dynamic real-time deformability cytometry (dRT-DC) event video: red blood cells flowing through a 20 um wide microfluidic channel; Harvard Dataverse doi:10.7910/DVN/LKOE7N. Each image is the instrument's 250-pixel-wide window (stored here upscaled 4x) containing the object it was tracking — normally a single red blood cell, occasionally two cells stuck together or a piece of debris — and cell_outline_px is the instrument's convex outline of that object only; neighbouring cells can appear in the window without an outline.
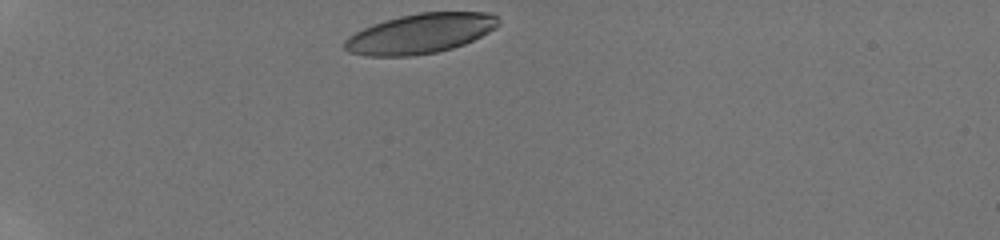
{"species": "human", "species_latin": "Homo sapiens", "temperature_condition": "room temperature", "stored_images_in_passage": 9, "camera_frame_rate_fps": 3000, "um_per_image_px": 0.085, "donor": {"sex": "male"}, "frame": {"image": 1, "passage_image": 1, "time_ms": 0.0, "image_size_px": [1000, 240], "cell_outline_px": [[500, 24], [496, 28], [464, 44], [452, 48], [436, 52], [412, 56], [364, 56], [348, 52], [344, 48], [344, 40], [348, 36], [372, 24], [384, 20], [400, 16], [420, 12], [488, 12], [496, 16], [500, 20]], "centroid_in_image_um": [35.71, 2.85], "position_along_channel_um": 49.3, "area_um2": 35.78}}
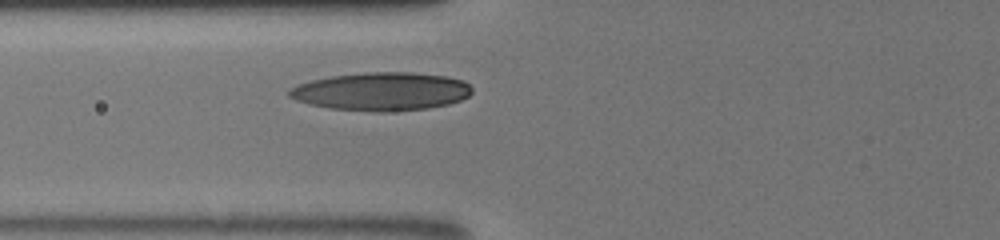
{"frame": {"image": 2, "passage_image": 6, "time_ms": 2.333, "image_size_px": [1000, 240], "cell_outline_px": [[472, 92], [468, 96], [460, 100], [448, 104], [428, 108], [388, 112], [380, 112], [328, 108], [308, 104], [296, 100], [288, 96], [288, 88], [312, 80], [332, 76], [364, 72], [412, 72], [448, 76], [464, 80], [472, 88]], "centroid_in_image_um": [32.43, 7.77], "position_along_channel_um": 93.4, "area_um2": 40.92}}
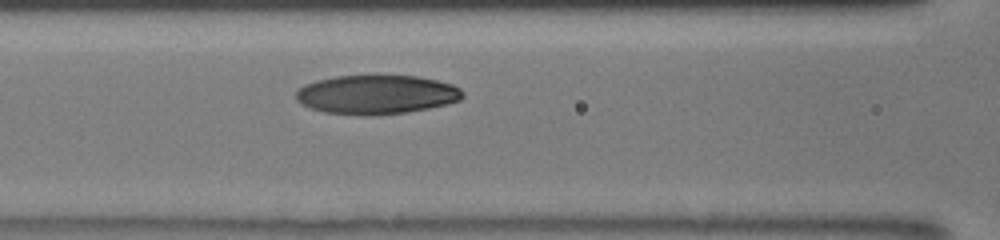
{"frame": {"image": 3, "passage_image": 9, "time_ms": 3.333, "image_size_px": [1000, 240], "cell_outline_px": [[464, 96], [460, 100], [448, 104], [408, 112], [372, 116], [364, 116], [324, 112], [300, 104], [296, 100], [296, 92], [304, 84], [316, 80], [336, 76], [416, 76], [436, 80], [452, 84], [460, 88], [464, 92]], "centroid_in_image_um": [32.01, 8.05], "position_along_channel_um": 134.6, "area_um2": 38.15}}